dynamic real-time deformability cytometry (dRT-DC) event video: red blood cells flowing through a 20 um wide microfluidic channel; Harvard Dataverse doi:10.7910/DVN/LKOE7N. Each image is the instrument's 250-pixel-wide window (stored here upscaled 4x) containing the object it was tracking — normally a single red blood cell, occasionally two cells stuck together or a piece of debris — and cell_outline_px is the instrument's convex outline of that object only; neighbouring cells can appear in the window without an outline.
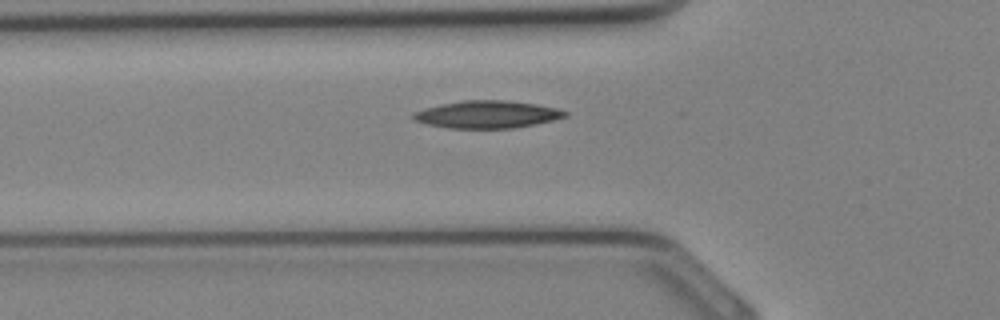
{"species": "Egyptian fruit bat (a non-hibernating species)", "species_latin": "Rousettus aegyptiacus", "temperature_condition": "cold", "stored_images_in_passage": 25, "camera_frame_rate_fps": 3000, "um_per_image_px": 0.085, "animal": {"sex": "female"}, "frame": {"image": 1, "passage_image": 3, "time_ms": 0.667, "image_size_px": [1000, 320], "cell_outline_px": [[568, 116], [552, 120], [512, 128], [448, 128], [428, 124], [412, 120], [412, 112], [424, 108], [440, 104], [464, 100], [508, 100], [536, 104], [556, 108], [568, 112]], "centroid_in_image_um": [41.36, 9.72], "position_along_channel_um": 84.4, "area_um2": 24.22}}
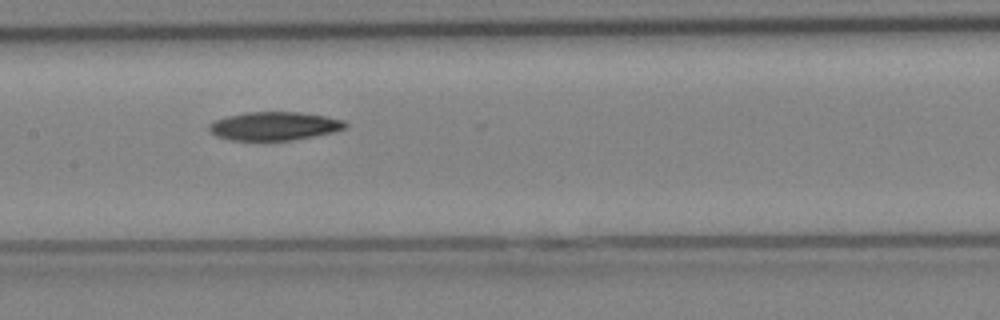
{"frame": {"image": 2, "passage_image": 8, "time_ms": 2.333, "image_size_px": [1000, 320], "cell_outline_px": [[348, 124], [344, 128], [332, 132], [292, 140], [232, 140], [216, 136], [208, 128], [208, 124], [212, 120], [228, 116], [248, 112], [296, 112], [324, 116], [344, 120]], "centroid_in_image_um": [23.27, 10.71], "position_along_channel_um": 184.1, "area_um2": 22.37}}
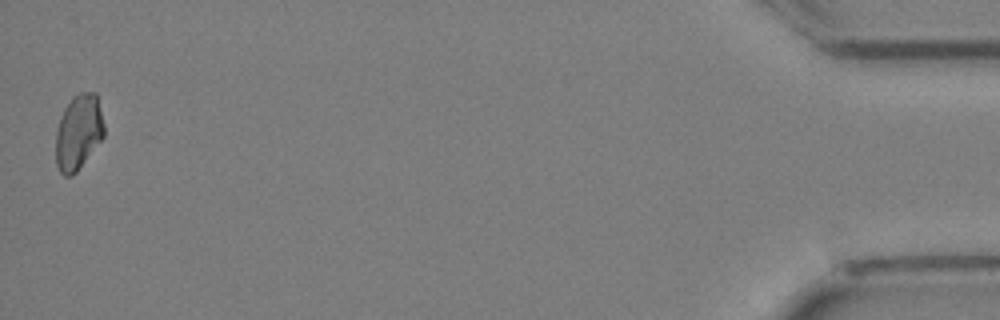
{"frame": {"image": 3, "passage_image": 25, "time_ms": 8.0, "image_size_px": [1000, 320], "cell_outline_px": [[104, 136], [76, 172], [72, 176], [64, 176], [60, 172], [56, 164], [56, 132], [60, 116], [64, 108], [72, 96], [80, 92], [96, 92], [104, 124]], "centroid_in_image_um": [6.66, 11.22], "position_along_channel_um": 428.5, "area_um2": 21.21}}